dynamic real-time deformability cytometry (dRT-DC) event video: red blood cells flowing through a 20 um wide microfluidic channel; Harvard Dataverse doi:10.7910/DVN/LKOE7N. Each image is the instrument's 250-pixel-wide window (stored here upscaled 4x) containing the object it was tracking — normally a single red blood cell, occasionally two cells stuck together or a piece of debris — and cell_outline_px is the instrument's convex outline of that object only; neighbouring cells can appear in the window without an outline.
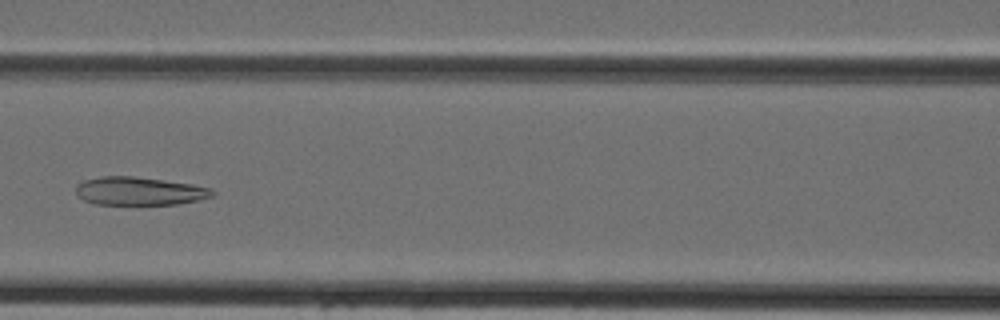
{"species": "Egyptian fruit bat (a non-hibernating species)", "species_latin": "Rousettus aegyptiacus", "temperature_condition": "cold", "stored_images_in_passage": 42, "camera_frame_rate_fps": 3000, "um_per_image_px": 0.085, "animal": {"sex": "female"}, "frame": {"image": 1, "passage_image": 17, "time_ms": 5.333, "image_size_px": [1000, 320], "cell_outline_px": [[216, 192], [212, 196], [200, 200], [180, 204], [96, 204], [84, 200], [76, 196], [76, 184], [84, 180], [100, 176], [132, 176], [192, 184], [212, 188]], "centroid_in_image_um": [11.84, 16.24], "position_along_channel_um": 154.8, "area_um2": 22.54}}
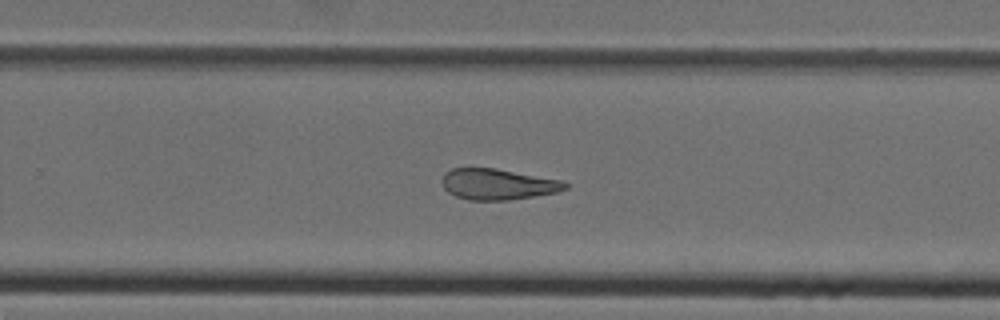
{"frame": {"image": 2, "passage_image": 26, "time_ms": 8.333, "image_size_px": [1000, 320], "cell_outline_px": [[568, 188], [556, 192], [508, 200], [468, 200], [456, 196], [448, 192], [444, 188], [444, 172], [452, 168], [496, 168], [564, 180], [568, 184]], "centroid_in_image_um": [42.34, 15.65], "position_along_channel_um": 287.5, "area_um2": 22.14}}
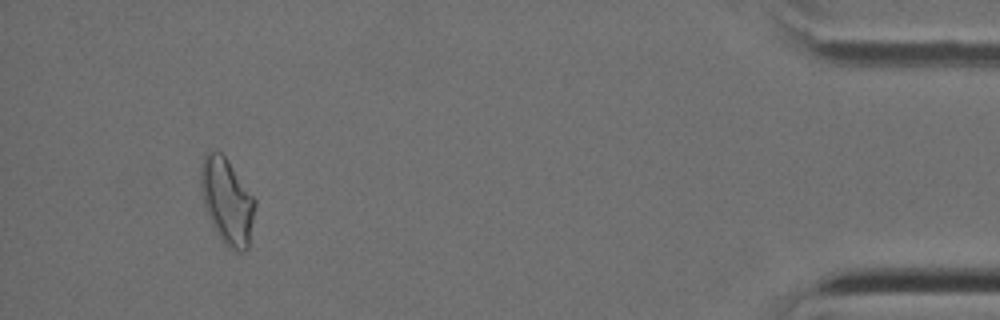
{"frame": {"image": 3, "passage_image": 39, "time_ms": 12.667, "image_size_px": [1000, 320], "cell_outline_px": [[256, 204], [248, 248], [244, 252], [236, 252], [228, 248], [224, 244], [216, 232], [208, 216], [204, 204], [200, 184], [200, 168], [204, 152], [220, 152], [228, 160], [256, 200]], "centroid_in_image_um": [19.3, 17.11], "position_along_channel_um": 415.9, "area_um2": 27.17}}